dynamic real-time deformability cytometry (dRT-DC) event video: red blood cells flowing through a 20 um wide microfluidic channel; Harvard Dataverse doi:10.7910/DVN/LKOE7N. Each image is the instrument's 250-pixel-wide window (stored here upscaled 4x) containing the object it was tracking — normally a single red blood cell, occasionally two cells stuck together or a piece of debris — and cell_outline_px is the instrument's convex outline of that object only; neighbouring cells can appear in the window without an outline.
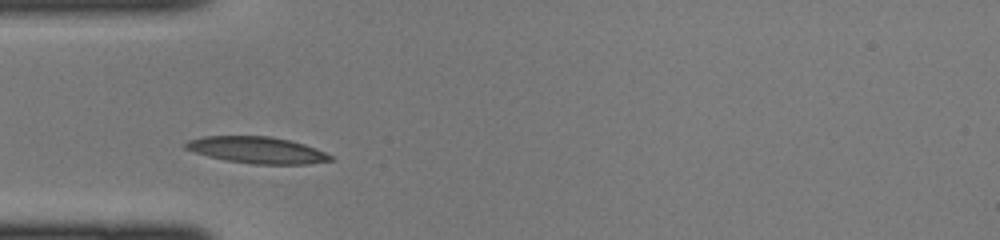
{"species": "common noctule bat (a hibernating species)", "species_latin": "Nyctalus noctula", "temperature_condition": "cold", "stored_images_in_passage": 26, "camera_frame_rate_fps": 3000, "um_per_image_px": 0.085, "animal": {"sex": "female", "body_mass_g": 22.0, "forearm_length_mm": 56.7}, "frame": {"image": 1, "passage_image": 1, "time_ms": 0.0, "image_size_px": [1000, 240], "cell_outline_px": [[332, 160], [308, 164], [256, 164], [224, 160], [208, 156], [184, 148], [184, 144], [188, 140], [204, 136], [268, 136], [288, 140], [304, 144], [316, 148], [332, 156]], "centroid_in_image_um": [21.83, 12.75], "position_along_channel_um": 63.2, "area_um2": 22.25}}
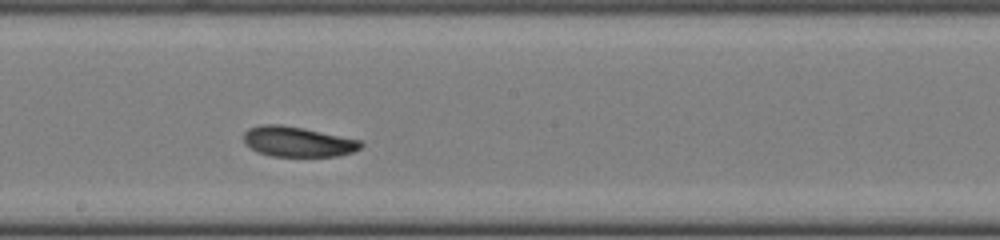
{"frame": {"image": 2, "passage_image": 12, "time_ms": 3.667, "image_size_px": [1000, 240], "cell_outline_px": [[364, 144], [360, 148], [352, 152], [336, 156], [272, 156], [256, 152], [244, 144], [244, 132], [248, 128], [260, 124], [280, 124], [304, 128], [360, 140]], "centroid_in_image_um": [25.26, 12.04], "position_along_channel_um": 222.9, "area_um2": 20.69}}
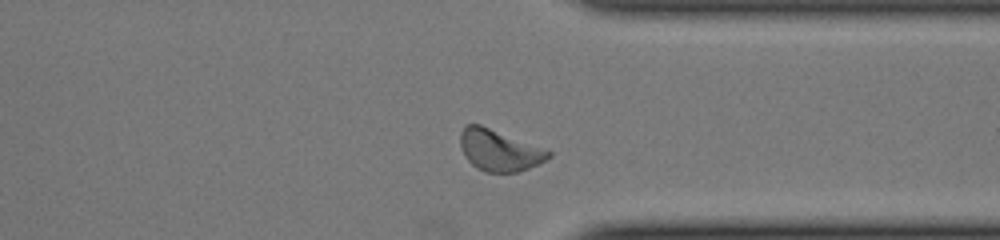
{"frame": {"image": 3, "passage_image": 22, "time_ms": 7.0, "image_size_px": [1000, 240], "cell_outline_px": [[552, 156], [528, 168], [516, 172], [484, 172], [476, 168], [464, 156], [460, 144], [460, 132], [464, 124], [480, 124], [544, 148], [552, 152]], "centroid_in_image_um": [42.4, 12.76], "position_along_channel_um": 369.0, "area_um2": 21.21}}